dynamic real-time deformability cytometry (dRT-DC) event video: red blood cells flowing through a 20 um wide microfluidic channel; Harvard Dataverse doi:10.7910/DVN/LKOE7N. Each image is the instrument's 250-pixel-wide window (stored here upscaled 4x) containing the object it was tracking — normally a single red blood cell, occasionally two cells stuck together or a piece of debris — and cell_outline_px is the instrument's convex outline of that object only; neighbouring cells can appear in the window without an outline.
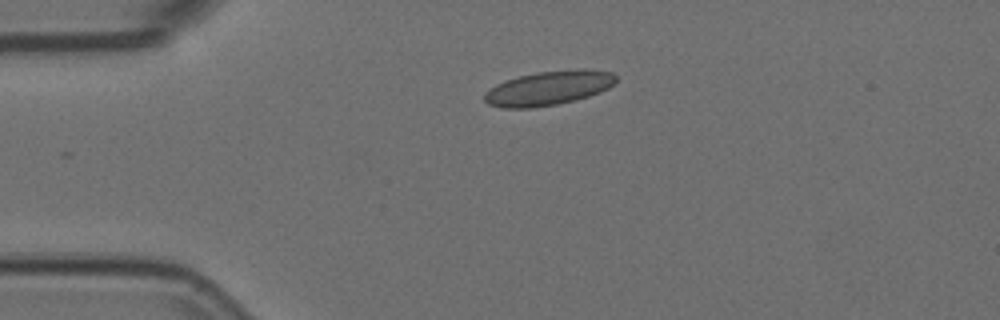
{"species": "Egyptian fruit bat (a non-hibernating species)", "species_latin": "Rousettus aegyptiacus", "temperature_condition": "room temperature", "stored_images_in_passage": 35, "camera_frame_rate_fps": 3000, "um_per_image_px": 0.085, "animal": {"sex": "female"}, "frame": {"image": 1, "passage_image": 1, "time_ms": 0.0, "image_size_px": [1000, 320], "cell_outline_px": [[616, 80], [608, 88], [600, 92], [588, 96], [556, 104], [532, 108], [504, 108], [488, 104], [484, 100], [484, 92], [496, 84], [520, 76], [536, 72], [584, 68], [612, 72], [616, 76]], "centroid_in_image_um": [46.62, 7.48], "position_along_channel_um": 38.4, "area_um2": 26.13}}
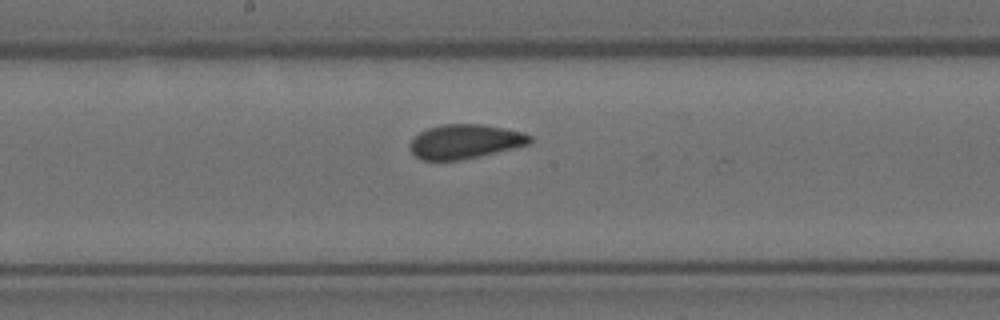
{"frame": {"image": 2, "passage_image": 17, "time_ms": 5.333, "image_size_px": [1000, 320], "cell_outline_px": [[532, 140], [528, 144], [480, 156], [460, 160], [420, 160], [412, 152], [408, 144], [420, 132], [428, 128], [440, 124], [484, 124], [524, 132], [532, 136]], "centroid_in_image_um": [39.52, 12.02], "position_along_channel_um": 208.7, "area_um2": 23.93}}
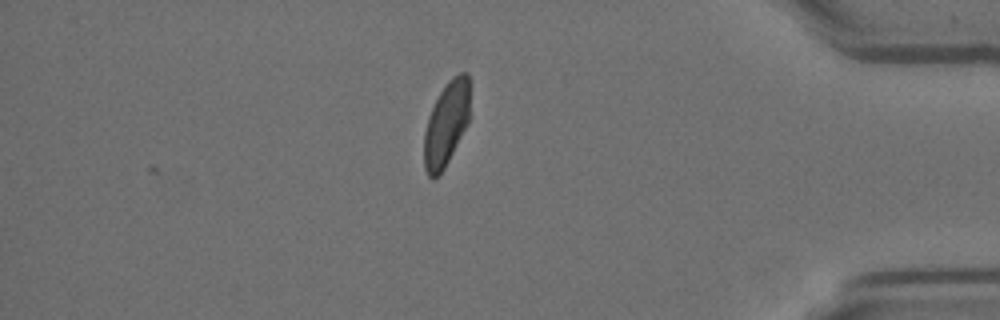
{"frame": {"image": 3, "passage_image": 35, "time_ms": 11.333, "image_size_px": [1000, 320], "cell_outline_px": [[468, 124], [444, 168], [432, 180], [428, 176], [424, 168], [424, 132], [428, 116], [440, 92], [448, 80], [452, 76], [460, 72], [468, 72]], "centroid_in_image_um": [37.91, 10.53], "position_along_channel_um": 397.3, "area_um2": 22.25}, "authors_computed_cell_mechanics": {"area_um2": 24.1604, "velocity_mm_per_s": 3.7357, "shape_relaxation_time_tau1_ms": null, "shape_relaxation_time_tau2_ms": 1.023, "deformation_change_tau1": null, "deformation_change_tau2": 0.0406}}